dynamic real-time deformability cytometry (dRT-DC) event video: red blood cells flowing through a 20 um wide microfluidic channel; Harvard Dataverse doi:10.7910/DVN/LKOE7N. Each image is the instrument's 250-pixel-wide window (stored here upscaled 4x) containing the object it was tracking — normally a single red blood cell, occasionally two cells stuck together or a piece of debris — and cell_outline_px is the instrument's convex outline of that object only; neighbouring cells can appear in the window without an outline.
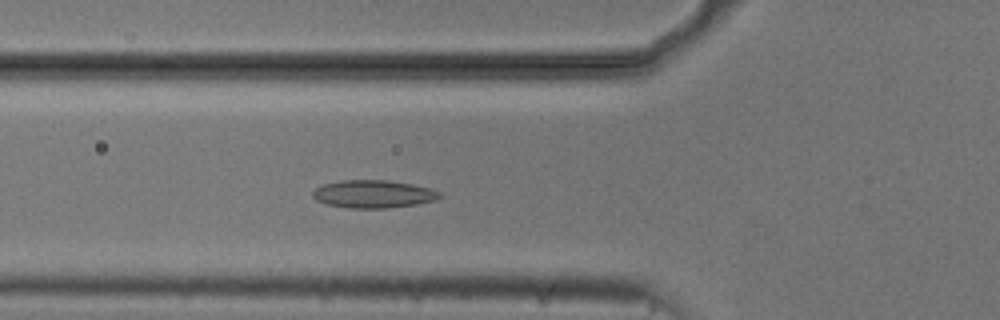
{"species": "common noctule bat (a hibernating species)", "species_latin": "Nyctalus noctula", "temperature_condition": "cold", "stored_images_in_passage": 51, "camera_frame_rate_fps": 3000, "um_per_image_px": 0.085, "animal": {"sex": "male", "body_mass_g": 20.5, "forearm_length_mm": 52.5}, "frame": {"image": 1, "passage_image": 15, "time_ms": 4.667, "image_size_px": [1000, 320], "cell_outline_px": [[440, 196], [436, 200], [416, 204], [388, 208], [348, 208], [328, 204], [316, 200], [312, 196], [312, 192], [320, 184], [340, 180], [388, 180], [412, 184], [428, 188], [440, 192]], "centroid_in_image_um": [31.69, 16.48], "position_along_channel_um": 94.1, "area_um2": 20.58}}
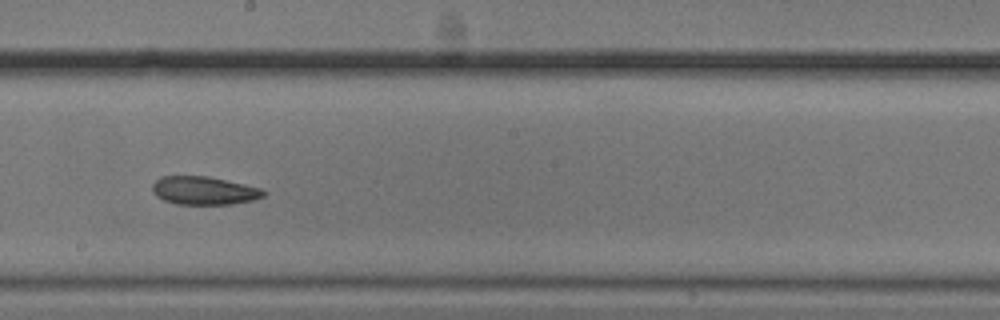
{"frame": {"image": 2, "passage_image": 26, "time_ms": 8.333, "image_size_px": [1000, 320], "cell_outline_px": [[268, 192], [264, 196], [252, 200], [232, 204], [176, 204], [164, 200], [156, 196], [152, 192], [152, 184], [160, 176], [208, 176], [244, 184], [260, 188]], "centroid_in_image_um": [17.32, 16.2], "position_along_channel_um": 230.9, "area_um2": 18.32}}
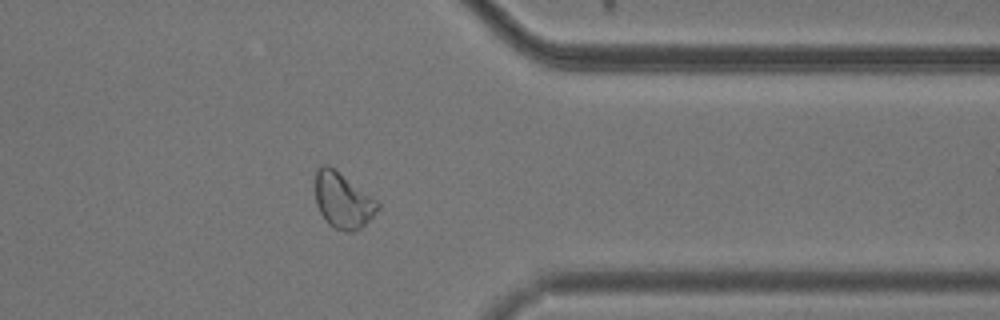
{"frame": {"image": 3, "passage_image": 39, "time_ms": 12.667, "image_size_px": [1000, 320], "cell_outline_px": [[380, 208], [360, 228], [352, 232], [344, 232], [328, 224], [320, 212], [316, 204], [316, 168], [324, 164], [328, 164], [376, 200], [380, 204]], "centroid_in_image_um": [29.12, 17.05], "position_along_channel_um": 382.3, "area_um2": 19.88}, "authors_computed_cell_mechanics": {"area_um2": 20.4612, "velocity_mm_per_s": 3.7109, "shape_relaxation_time_tau1_ms": null, "shape_relaxation_time_tau2_ms": 11.0601, "deformation_change_tau1": null, "deformation_change_tau2": 0.1494}}